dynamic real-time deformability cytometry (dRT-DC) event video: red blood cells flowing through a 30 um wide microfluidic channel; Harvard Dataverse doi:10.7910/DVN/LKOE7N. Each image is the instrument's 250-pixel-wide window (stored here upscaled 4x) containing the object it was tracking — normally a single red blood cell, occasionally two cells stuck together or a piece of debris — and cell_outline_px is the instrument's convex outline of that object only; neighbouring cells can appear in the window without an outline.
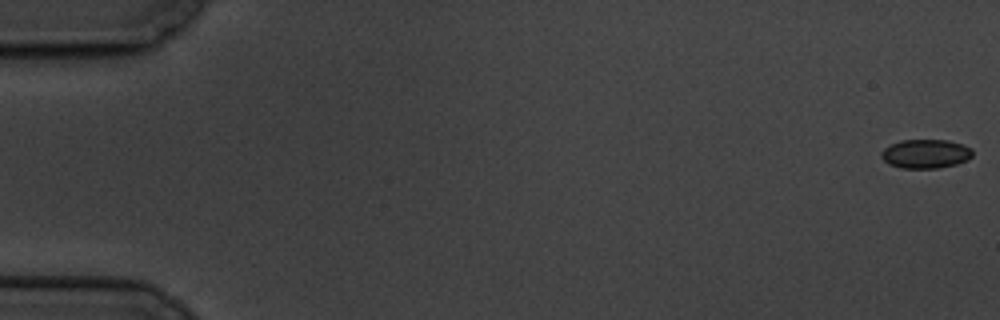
{"species": "common noctule bat (a hibernating species)", "species_latin": "Nyctalus noctula", "temperature_condition": "cold", "stored_images_in_passage": 7, "camera_frame_rate_fps": 3000, "um_per_image_px": 0.085, "animal": {"sex": "male", "body_mass_g": 19.5, "forearm_length_mm": 54.6}, "frame": {"image": 1, "passage_image": 1, "time_ms": 0.0, "image_size_px": [1000, 320], "cell_outline_px": [[972, 156], [968, 160], [956, 164], [936, 168], [900, 168], [888, 164], [880, 156], [880, 152], [884, 148], [900, 140], [948, 140], [964, 144], [972, 148]], "centroid_in_image_um": [78.68, 13.07], "position_along_channel_um": 6.3, "area_um2": 15.55}}
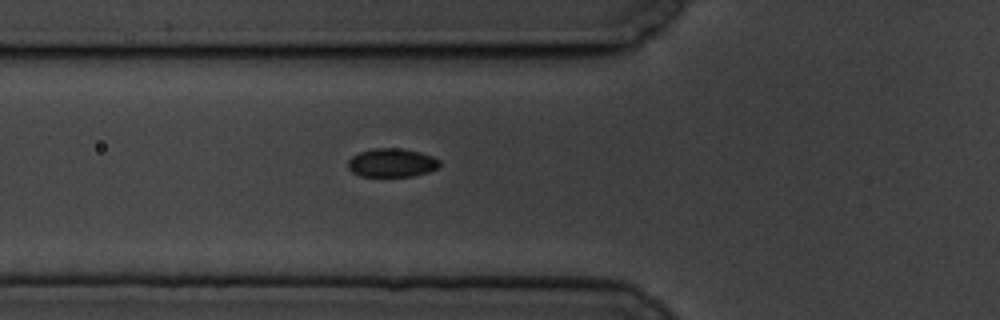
{"frame": {"image": 2, "passage_image": 7, "time_ms": 7.0, "image_size_px": [1000, 320], "cell_outline_px": [[440, 168], [428, 172], [412, 176], [360, 176], [352, 172], [348, 168], [348, 160], [352, 156], [360, 152], [372, 148], [404, 148], [420, 152], [432, 156], [440, 160]], "centroid_in_image_um": [33.32, 13.83], "position_along_channel_um": 92.5, "area_um2": 15.43}}